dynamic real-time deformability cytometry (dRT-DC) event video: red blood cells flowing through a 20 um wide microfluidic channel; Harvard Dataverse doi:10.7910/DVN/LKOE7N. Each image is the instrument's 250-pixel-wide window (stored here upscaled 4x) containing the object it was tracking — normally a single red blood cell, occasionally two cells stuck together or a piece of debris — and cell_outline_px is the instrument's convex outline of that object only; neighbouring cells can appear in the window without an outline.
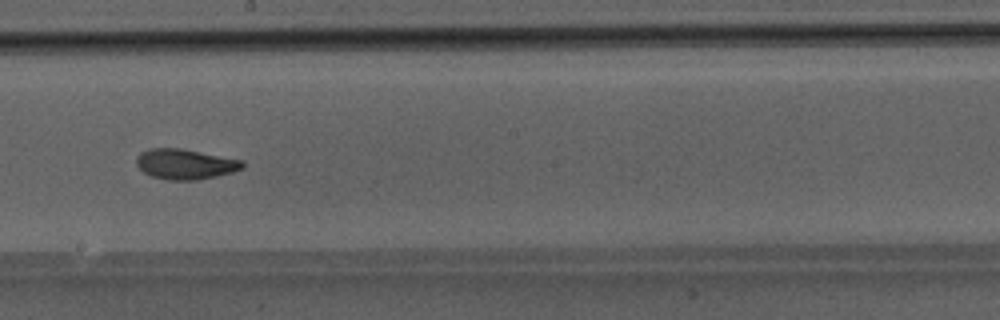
{"species": "Egyptian fruit bat (a non-hibernating species)", "species_latin": "Rousettus aegyptiacus", "temperature_condition": "room temperature", "stored_images_in_passage": 38, "camera_frame_rate_fps": 3000, "um_per_image_px": 0.085, "animal": {"sex": "male"}, "frame": {"image": 1, "passage_image": 16, "time_ms": 5.0, "image_size_px": [1000, 320], "cell_outline_px": [[244, 168], [232, 172], [200, 180], [168, 180], [152, 176], [144, 172], [136, 164], [136, 156], [140, 152], [152, 148], [180, 148], [244, 160]], "centroid_in_image_um": [15.76, 13.95], "position_along_channel_um": 232.4, "area_um2": 18.79}}